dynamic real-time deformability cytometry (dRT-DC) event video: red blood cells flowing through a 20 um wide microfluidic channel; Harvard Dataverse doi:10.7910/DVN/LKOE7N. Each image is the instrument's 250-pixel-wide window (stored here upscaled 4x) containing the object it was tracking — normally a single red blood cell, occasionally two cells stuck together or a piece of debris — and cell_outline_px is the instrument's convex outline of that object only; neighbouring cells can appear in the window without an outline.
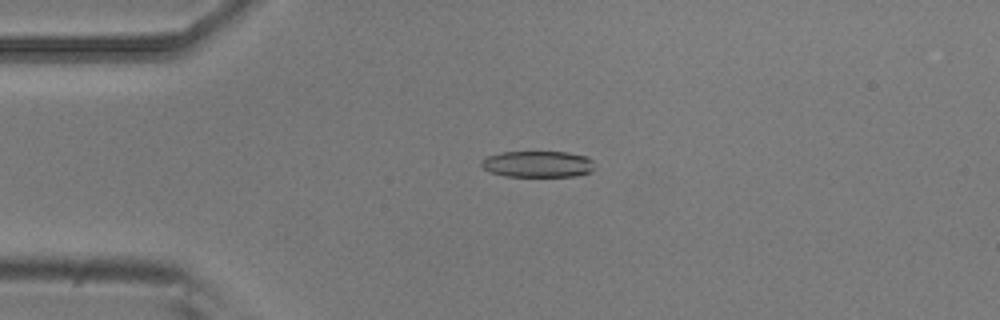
{"species": "common noctule bat (a hibernating species)", "species_latin": "Nyctalus noctula", "temperature_condition": "room temperature", "stored_images_in_passage": 5, "camera_frame_rate_fps": 3000, "um_per_image_px": 0.085, "animal": {"sex": "male", "body_mass_g": 20.5, "forearm_length_mm": 52.5}, "frame": {"image": 1, "passage_image": 4, "time_ms": 1.0, "image_size_px": [1000, 320], "cell_outline_px": [[596, 168], [592, 172], [576, 176], [504, 176], [492, 172], [484, 168], [480, 164], [480, 160], [488, 156], [500, 152], [568, 152], [588, 156], [592, 160]], "centroid_in_image_um": [45.76, 13.94], "position_along_channel_um": 39.2, "area_um2": 17.57}}